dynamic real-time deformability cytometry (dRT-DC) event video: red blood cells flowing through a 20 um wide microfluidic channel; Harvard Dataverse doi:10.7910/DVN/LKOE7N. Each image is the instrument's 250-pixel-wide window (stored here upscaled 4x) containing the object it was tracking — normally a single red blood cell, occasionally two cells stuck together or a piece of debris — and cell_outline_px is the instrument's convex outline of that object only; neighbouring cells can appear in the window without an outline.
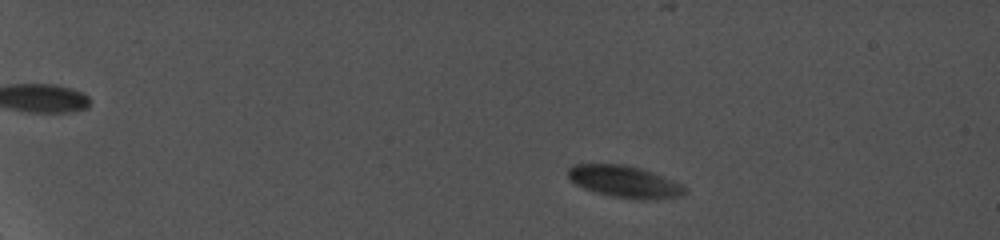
{"species": "common noctule bat (a hibernating species)", "species_latin": "Nyctalus noctula", "temperature_condition": "cold", "stored_images_in_passage": 59, "camera_frame_rate_fps": 5000, "um_per_image_px": 0.085, "animal": {"sex": "female", "body_mass_g": 19.0, "forearm_length_mm": 56.7}, "frame": {"image": 1, "passage_image": 4, "time_ms": 2.0, "image_size_px": [1000, 240], "cell_outline_px": [[688, 192], [684, 196], [648, 200], [612, 196], [596, 192], [584, 188], [576, 184], [568, 176], [568, 168], [572, 164], [624, 164], [640, 168], [664, 176], [680, 184]], "centroid_in_image_um": [53.1, 15.43], "position_along_channel_um": 31.9, "area_um2": 21.56}}
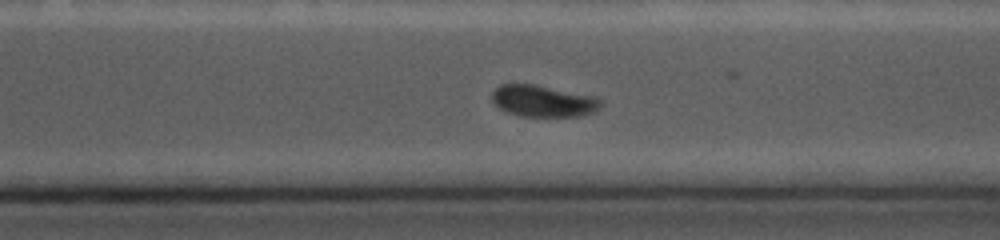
{"frame": {"image": 2, "passage_image": 49, "time_ms": 13.2, "image_size_px": [1000, 240], "cell_outline_px": [[604, 104], [596, 112], [580, 116], [520, 116], [508, 112], [500, 108], [492, 100], [492, 92], [500, 84], [536, 84], [596, 96], [604, 100]], "centroid_in_image_um": [46.25, 8.58], "position_along_channel_um": 324.3, "area_um2": 20.35}}
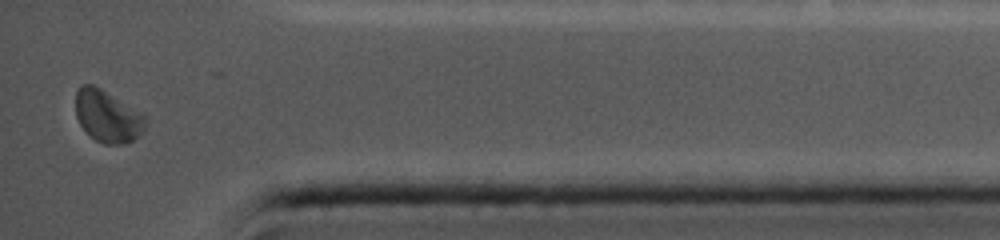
{"frame": {"image": 3, "passage_image": 59, "time_ms": 16.0, "image_size_px": [1000, 240], "cell_outline_px": [[144, 132], [140, 136], [124, 144], [104, 144], [96, 140], [80, 124], [76, 116], [76, 92], [80, 84], [92, 84], [100, 88], [140, 112], [144, 116]], "centroid_in_image_um": [9.12, 9.88], "position_along_channel_um": 426.1, "area_um2": 20.81}, "authors_computed_cell_mechanics": {"area_um2": 21.6172, "velocity_mm_per_s": 3.7762, "shape_relaxation_time_tau1_ms": 0.9536, "shape_relaxation_time_tau2_ms": null, "deformation_change_tau1": 0.066, "deformation_change_tau2": null}}